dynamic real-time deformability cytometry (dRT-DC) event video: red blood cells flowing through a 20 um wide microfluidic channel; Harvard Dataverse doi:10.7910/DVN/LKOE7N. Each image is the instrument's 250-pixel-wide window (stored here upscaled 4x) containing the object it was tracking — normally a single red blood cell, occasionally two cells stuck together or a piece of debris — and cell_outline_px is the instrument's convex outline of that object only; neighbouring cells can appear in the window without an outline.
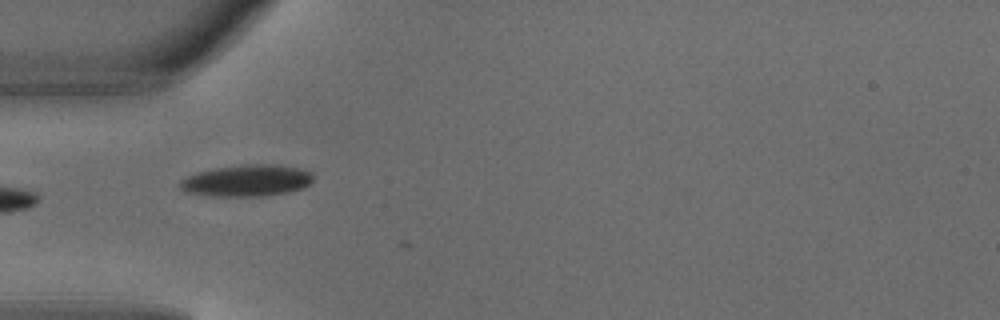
{"species": "common noctule bat (a hibernating species)", "species_latin": "Nyctalus noctula", "temperature_condition": "warm", "stored_images_in_passage": 4, "camera_frame_rate_fps": 3000, "um_per_image_px": 0.085, "animal": {"sex": "male", "body_mass_g": 18.8}, "frame": {"image": 1, "passage_image": 3, "time_ms": 0.667, "image_size_px": [1000, 320], "cell_outline_px": [[312, 180], [304, 188], [288, 192], [264, 196], [212, 196], [188, 192], [180, 188], [180, 180], [196, 172], [212, 168], [244, 164], [272, 164], [300, 168], [312, 172]], "centroid_in_image_um": [20.98, 15.34], "position_along_channel_um": 64.0, "area_um2": 24.62}}
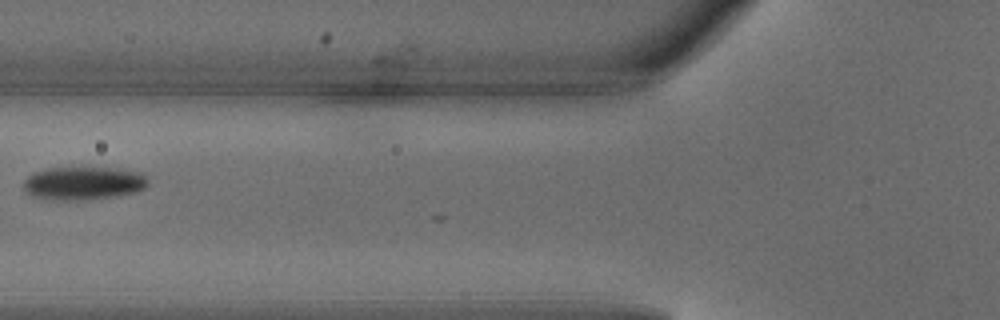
{"frame": {"image": 2, "passage_image": 4, "time_ms": 1.0, "image_size_px": [1000, 320], "cell_outline_px": [[148, 184], [144, 188], [136, 192], [116, 196], [84, 200], [52, 200], [32, 196], [24, 192], [24, 180], [32, 172], [48, 168], [112, 168], [144, 172], [148, 180]], "centroid_in_image_um": [7.09, 15.58], "position_along_channel_um": 118.7, "area_um2": 24.33}}